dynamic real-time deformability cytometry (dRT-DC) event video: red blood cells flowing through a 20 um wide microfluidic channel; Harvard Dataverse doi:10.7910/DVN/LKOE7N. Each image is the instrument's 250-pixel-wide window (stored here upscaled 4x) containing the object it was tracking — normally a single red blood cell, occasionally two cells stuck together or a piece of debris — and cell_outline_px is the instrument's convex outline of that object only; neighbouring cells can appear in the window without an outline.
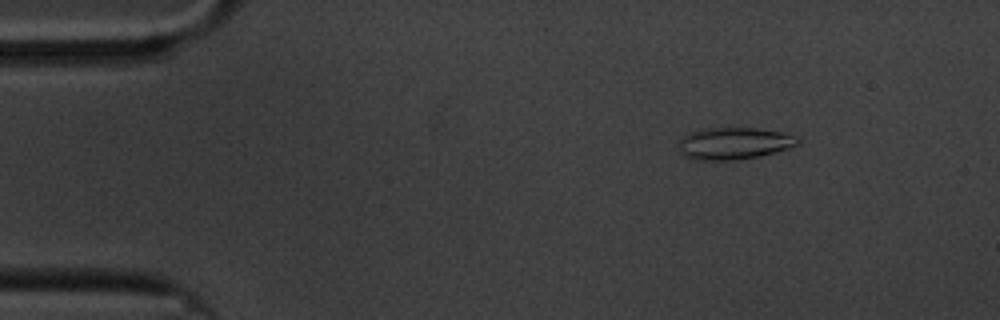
{"species": "common noctule bat (a hibernating species)", "species_latin": "Nyctalus noctula", "temperature_condition": "cold", "stored_images_in_passage": 54, "camera_frame_rate_fps": 3000, "um_per_image_px": 0.085, "animal": {"sex": "male", "body_mass_g": 20.1, "forearm_length_mm": 53.5}, "frame": {"image": 1, "passage_image": 3, "time_ms": 0.667, "image_size_px": [1000, 320], "cell_outline_px": [[800, 144], [788, 148], [760, 156], [736, 160], [692, 160], [684, 156], [680, 152], [680, 140], [688, 132], [704, 128], [756, 128], [784, 132], [796, 136], [800, 140]], "centroid_in_image_um": [62.4, 12.19], "position_along_channel_um": 22.6, "area_um2": 22.37}}
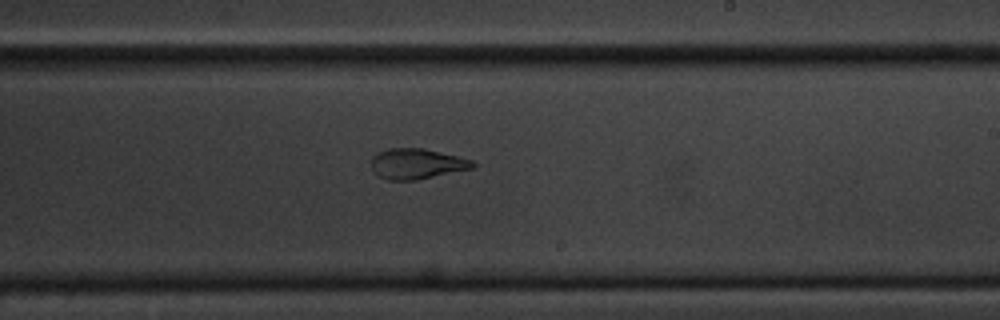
{"frame": {"image": 2, "passage_image": 30, "time_ms": 9.667, "image_size_px": [1000, 320], "cell_outline_px": [[476, 164], [472, 168], [416, 180], [388, 180], [376, 176], [372, 172], [372, 156], [376, 152], [388, 148], [424, 148], [472, 160]], "centroid_in_image_um": [35.35, 13.92], "position_along_channel_um": 253.6, "area_um2": 18.03}}
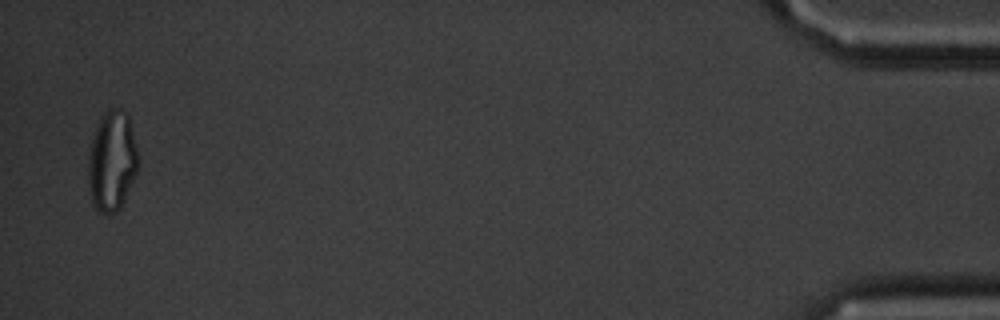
{"frame": {"image": 3, "passage_image": 53, "time_ms": 17.333, "image_size_px": [1000, 320], "cell_outline_px": [[136, 172], [124, 200], [120, 208], [116, 212], [100, 212], [92, 204], [88, 192], [88, 156], [96, 124], [100, 116], [108, 108], [120, 108], [128, 116], [136, 148]], "centroid_in_image_um": [9.46, 13.68], "position_along_channel_um": 425.7, "area_um2": 28.84}, "authors_computed_cell_mechanics": {"area_um2": 20.2011, "velocity_mm_per_s": 3.3735, "shape_relaxation_time_tau1_ms": 7.4194, "shape_relaxation_time_tau2_ms": 2.0378, "deformation_change_tau1": 0.2167, "deformation_change_tau2": 0.0854}}